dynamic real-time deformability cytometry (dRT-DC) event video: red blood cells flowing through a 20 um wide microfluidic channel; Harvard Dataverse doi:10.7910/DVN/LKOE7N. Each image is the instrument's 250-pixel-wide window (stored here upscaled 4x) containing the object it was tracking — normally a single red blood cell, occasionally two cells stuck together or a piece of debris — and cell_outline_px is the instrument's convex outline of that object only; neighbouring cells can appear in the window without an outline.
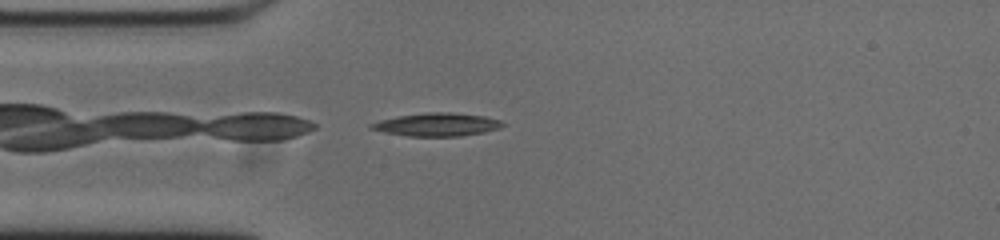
{"species": "common noctule bat (a hibernating species)", "species_latin": "Nyctalus noctula", "temperature_condition": "cold", "stored_images_in_passage": 41, "camera_frame_rate_fps": 3000, "um_per_image_px": 0.085, "animal": {"sex": "male", "body_mass_g": 20.0, "forearm_length_mm": 53.3}, "frame": {"image": 1, "passage_image": 1, "time_ms": 0.0, "image_size_px": [1000, 240], "cell_outline_px": [[504, 124], [500, 128], [484, 132], [460, 136], [408, 136], [384, 132], [368, 128], [368, 124], [380, 120], [400, 116], [428, 112], [448, 112], [484, 116], [500, 120]], "centroid_in_image_um": [37.13, 10.59], "position_along_channel_um": 47.9, "area_um2": 17.57}}
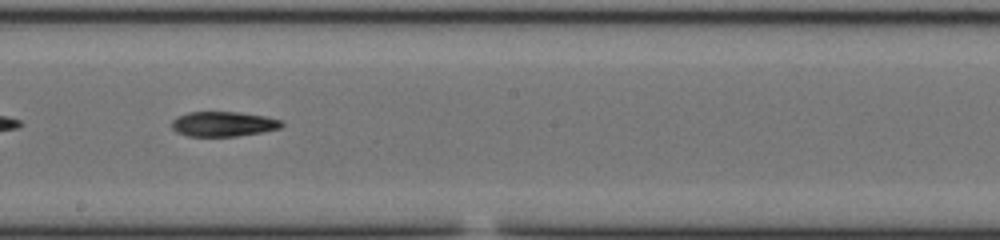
{"frame": {"image": 2, "passage_image": 16, "time_ms": 5.0, "image_size_px": [1000, 240], "cell_outline_px": [[284, 124], [280, 128], [260, 132], [236, 136], [188, 136], [176, 132], [172, 128], [172, 120], [176, 116], [188, 112], [240, 112], [264, 116], [284, 120]], "centroid_in_image_um": [18.97, 10.53], "position_along_channel_um": 229.2, "area_um2": 16.01}}
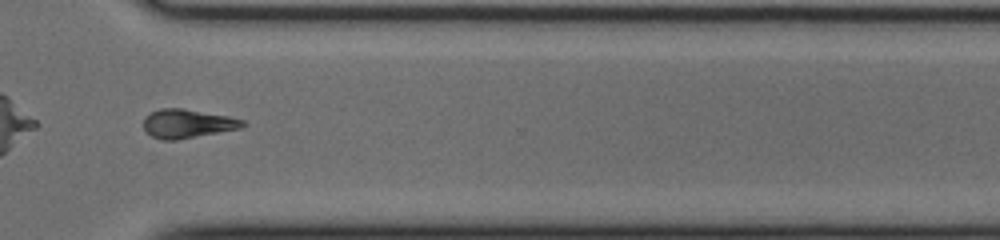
{"frame": {"image": 3, "passage_image": 26, "time_ms": 8.333, "image_size_px": [1000, 240], "cell_outline_px": [[248, 124], [240, 128], [176, 140], [160, 140], [152, 136], [144, 128], [144, 116], [160, 108], [184, 108], [228, 116], [244, 120]], "centroid_in_image_um": [15.93, 10.5], "position_along_channel_um": 354.7, "area_um2": 16.59}}